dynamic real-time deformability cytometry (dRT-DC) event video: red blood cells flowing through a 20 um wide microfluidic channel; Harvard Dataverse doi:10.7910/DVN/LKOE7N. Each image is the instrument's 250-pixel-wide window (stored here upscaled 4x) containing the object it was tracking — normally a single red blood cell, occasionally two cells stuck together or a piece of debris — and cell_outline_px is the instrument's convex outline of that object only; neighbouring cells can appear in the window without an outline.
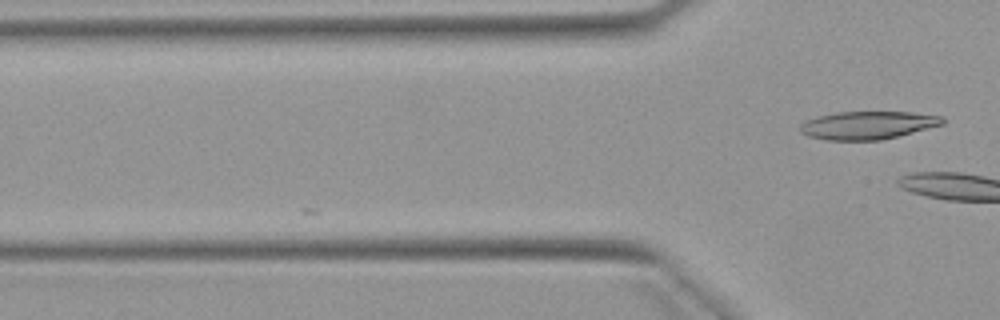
{"species": "Egyptian fruit bat (a non-hibernating species)", "species_latin": "Rousettus aegyptiacus", "temperature_condition": "warm", "stored_images_in_passage": 3, "camera_frame_rate_fps": 3000, "um_per_image_px": 0.085, "animal": {"sex": "female"}, "frame": {"image": 1, "passage_image": 3, "time_ms": 3.667, "image_size_px": [1000, 320], "cell_outline_px": [[944, 124], [880, 140], [824, 140], [808, 136], [800, 132], [800, 124], [804, 120], [816, 116], [836, 112], [912, 112], [944, 116]], "centroid_in_image_um": [73.71, 10.63], "position_along_channel_um": 52.1, "area_um2": 23.29}}